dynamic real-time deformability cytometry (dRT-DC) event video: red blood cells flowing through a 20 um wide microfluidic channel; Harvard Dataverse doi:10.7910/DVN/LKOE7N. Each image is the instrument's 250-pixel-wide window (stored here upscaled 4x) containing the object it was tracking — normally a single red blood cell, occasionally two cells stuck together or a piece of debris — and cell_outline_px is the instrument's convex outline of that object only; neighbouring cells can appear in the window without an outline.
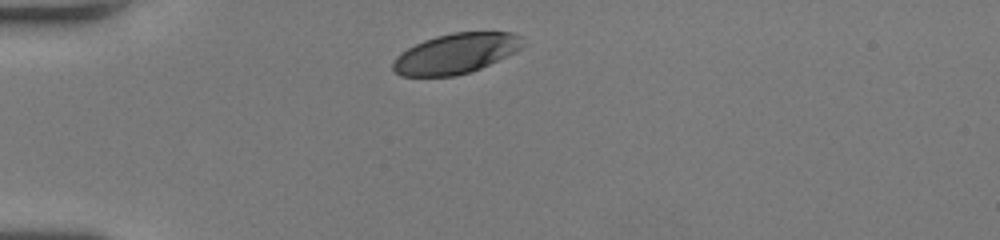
{"species": "human", "species_latin": "Homo sapiens", "temperature_condition": "room temperature", "stored_images_in_passage": 31, "camera_frame_rate_fps": 3000, "um_per_image_px": 0.085, "donor": {"sex": "female"}, "frame": {"image": 1, "passage_image": 1, "time_ms": 0.0, "image_size_px": [1000, 240], "cell_outline_px": [[524, 44], [516, 52], [480, 68], [456, 76], [400, 76], [392, 68], [392, 64], [396, 56], [400, 52], [424, 40], [436, 36], [452, 32], [512, 32], [520, 36]], "centroid_in_image_um": [38.73, 4.54], "position_along_channel_um": 46.3, "area_um2": 30.29}}
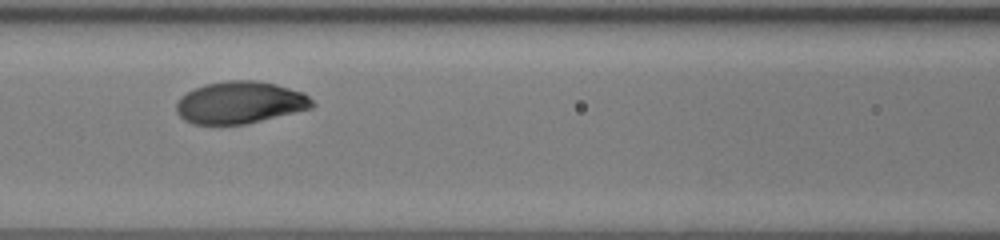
{"frame": {"image": 2, "passage_image": 11, "time_ms": 3.333, "image_size_px": [1000, 240], "cell_outline_px": [[316, 104], [312, 108], [248, 124], [192, 124], [184, 120], [176, 112], [176, 104], [180, 96], [204, 84], [228, 80], [256, 80], [276, 84], [304, 92]], "centroid_in_image_um": [20.41, 8.72], "position_along_channel_um": 146.2, "area_um2": 33.58}}
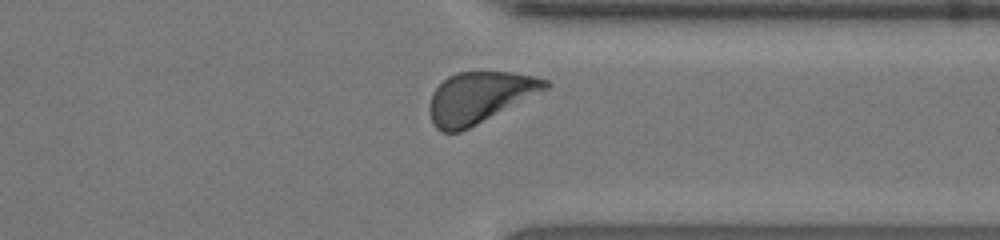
{"frame": {"image": 3, "passage_image": 28, "time_ms": 9.0, "image_size_px": [1000, 240], "cell_outline_px": [[552, 84], [548, 88], [460, 132], [440, 132], [432, 124], [428, 108], [432, 92], [448, 76], [456, 72], [512, 72], [532, 76], [548, 80]], "centroid_in_image_um": [40.71, 8.28], "position_along_channel_um": 370.7, "area_um2": 34.16}, "authors_computed_cell_mechanics": {"area_um2": 33.5818, "velocity_mm_per_s": 3.9541, "shape_relaxation_time_tau1_ms": 3.0084, "shape_relaxation_time_tau2_ms": null, "deformation_change_tau1": 0.1431, "deformation_change_tau2": null}}